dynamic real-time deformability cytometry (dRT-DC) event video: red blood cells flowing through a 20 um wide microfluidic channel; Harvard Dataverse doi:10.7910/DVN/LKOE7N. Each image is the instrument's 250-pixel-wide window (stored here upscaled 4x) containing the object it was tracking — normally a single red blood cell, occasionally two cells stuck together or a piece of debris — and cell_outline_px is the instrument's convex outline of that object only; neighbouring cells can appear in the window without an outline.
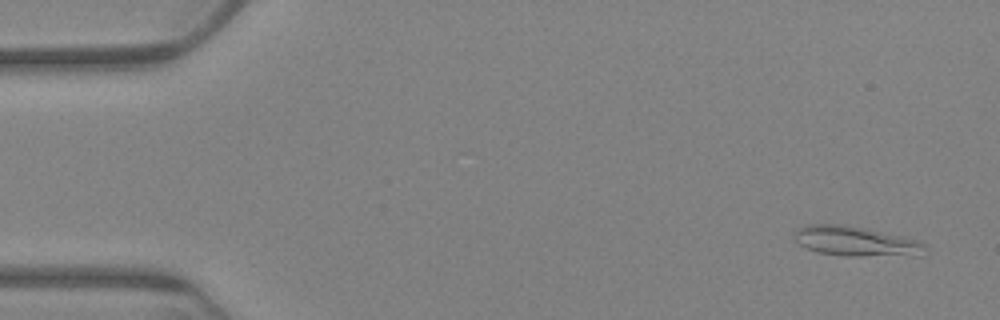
{"species": "Egyptian fruit bat (a non-hibernating species)", "species_latin": "Rousettus aegyptiacus", "temperature_condition": "warm", "stored_images_in_passage": 62, "camera_frame_rate_fps": 3000, "um_per_image_px": 0.085, "animal": {"sex": "female"}, "frame": {"image": 1, "passage_image": 3, "time_ms": 0.667, "image_size_px": [1000, 320], "cell_outline_px": [[924, 256], [848, 256], [816, 252], [792, 240], [792, 236], [796, 228], [808, 224], [840, 224], [864, 228], [904, 236], [916, 240], [924, 244]], "centroid_in_image_um": [72.72, 20.51], "position_along_channel_um": 12.3, "area_um2": 23.0}}
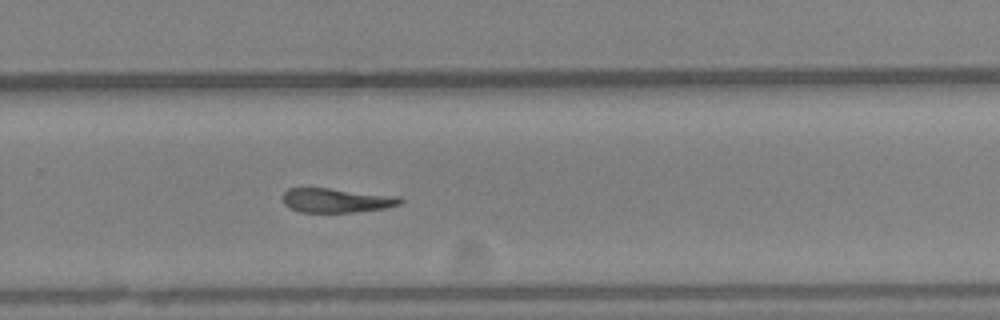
{"frame": {"image": 2, "passage_image": 41, "time_ms": 13.333, "image_size_px": [1000, 320], "cell_outline_px": [[404, 200], [400, 204], [384, 208], [352, 212], [300, 212], [284, 204], [284, 192], [288, 188], [328, 188], [400, 196]], "centroid_in_image_um": [28.63, 17.02], "position_along_channel_um": 301.2, "area_um2": 16.47}}
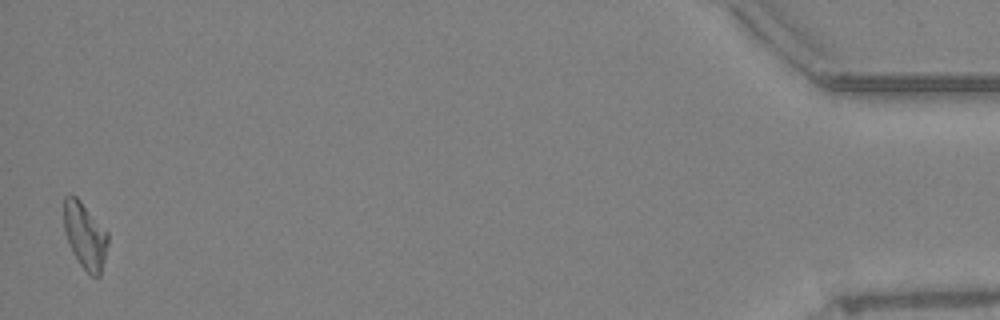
{"frame": {"image": 3, "passage_image": 61, "time_ms": 20.0, "image_size_px": [1000, 320], "cell_outline_px": [[108, 244], [100, 276], [92, 276], [80, 264], [72, 252], [68, 244], [64, 232], [64, 196], [72, 192], [80, 200], [108, 232]], "centroid_in_image_um": [7.21, 19.99], "position_along_channel_um": 428.0, "area_um2": 17.11}}